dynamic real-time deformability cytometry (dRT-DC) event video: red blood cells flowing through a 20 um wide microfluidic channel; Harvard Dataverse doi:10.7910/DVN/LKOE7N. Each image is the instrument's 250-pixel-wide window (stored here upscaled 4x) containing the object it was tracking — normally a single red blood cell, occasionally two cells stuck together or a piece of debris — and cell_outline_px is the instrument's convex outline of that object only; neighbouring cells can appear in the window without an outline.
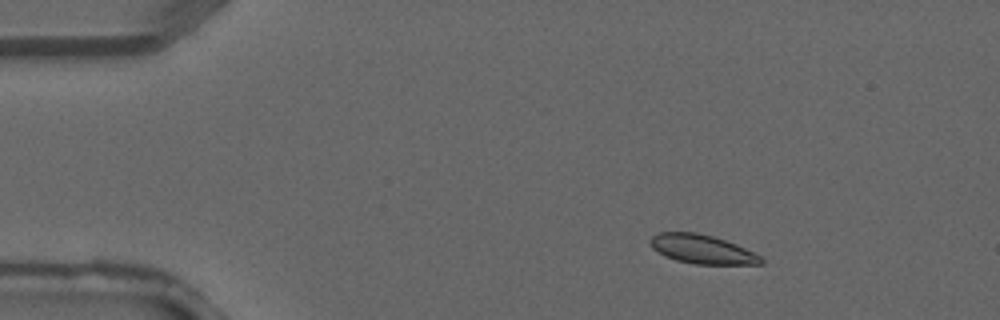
{"species": "common noctule bat (a hibernating species)", "species_latin": "Nyctalus noctula", "temperature_condition": "warm", "stored_images_in_passage": 4, "camera_frame_rate_fps": 3000, "um_per_image_px": 0.085, "animal": {"sex": "male", "forearm_length_mm": 52.5}, "frame": {"image": 1, "passage_image": 2, "time_ms": 0.333, "image_size_px": [1000, 320], "cell_outline_px": [[764, 264], [696, 264], [676, 260], [664, 256], [652, 248], [648, 244], [648, 240], [652, 236], [660, 232], [696, 232], [712, 236], [736, 244], [760, 256], [764, 260]], "centroid_in_image_um": [59.63, 21.18], "position_along_channel_um": 25.4, "area_um2": 18.67}}